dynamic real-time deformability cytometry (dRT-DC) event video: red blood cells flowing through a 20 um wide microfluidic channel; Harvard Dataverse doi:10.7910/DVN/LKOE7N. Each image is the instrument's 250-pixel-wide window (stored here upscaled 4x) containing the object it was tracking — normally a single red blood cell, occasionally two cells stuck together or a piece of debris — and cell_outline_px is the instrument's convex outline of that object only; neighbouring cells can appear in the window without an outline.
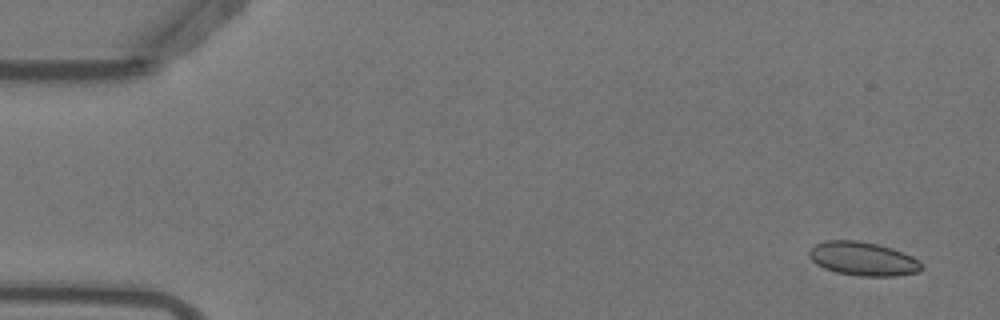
{"species": "Egyptian fruit bat (a non-hibernating species)", "species_latin": "Rousettus aegyptiacus", "temperature_condition": "warm", "stored_images_in_passage": 4, "camera_frame_rate_fps": 3000, "um_per_image_px": 0.085, "animal": {"sex": "female"}, "frame": {"image": 1, "passage_image": 1, "time_ms": 0.0, "image_size_px": [1000, 320], "cell_outline_px": [[924, 268], [920, 272], [896, 276], [860, 276], [836, 272], [824, 268], [816, 264], [808, 256], [808, 248], [824, 240], [860, 240], [892, 248], [912, 256], [920, 260]], "centroid_in_image_um": [73.36, 21.99], "position_along_channel_um": 11.6, "area_um2": 22.43}}